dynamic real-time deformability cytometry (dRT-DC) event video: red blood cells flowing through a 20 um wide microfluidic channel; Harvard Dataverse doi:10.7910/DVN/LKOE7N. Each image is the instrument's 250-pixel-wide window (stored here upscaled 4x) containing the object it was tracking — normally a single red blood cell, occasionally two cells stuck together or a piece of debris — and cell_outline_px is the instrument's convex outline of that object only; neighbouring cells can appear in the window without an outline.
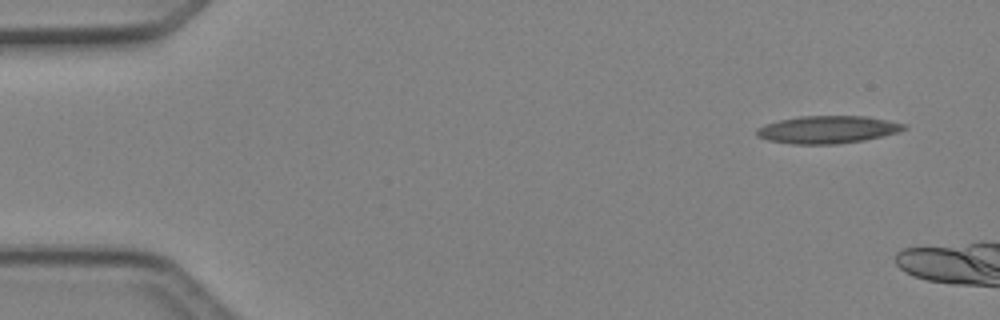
{"species": "Egyptian fruit bat (a non-hibernating species)", "species_latin": "Rousettus aegyptiacus", "temperature_condition": "cold", "stored_images_in_passage": 10, "camera_frame_rate_fps": 3000, "um_per_image_px": 0.085, "animal": {"sex": "female"}, "frame": {"image": 1, "passage_image": 1, "time_ms": 0.0, "image_size_px": [1000, 320], "cell_outline_px": [[908, 128], [900, 132], [884, 136], [864, 140], [836, 144], [792, 144], [768, 140], [756, 136], [756, 128], [764, 124], [780, 120], [800, 116], [864, 116], [888, 120], [908, 124]], "centroid_in_image_um": [70.38, 11.01], "position_along_channel_um": 14.6, "area_um2": 23.87}}